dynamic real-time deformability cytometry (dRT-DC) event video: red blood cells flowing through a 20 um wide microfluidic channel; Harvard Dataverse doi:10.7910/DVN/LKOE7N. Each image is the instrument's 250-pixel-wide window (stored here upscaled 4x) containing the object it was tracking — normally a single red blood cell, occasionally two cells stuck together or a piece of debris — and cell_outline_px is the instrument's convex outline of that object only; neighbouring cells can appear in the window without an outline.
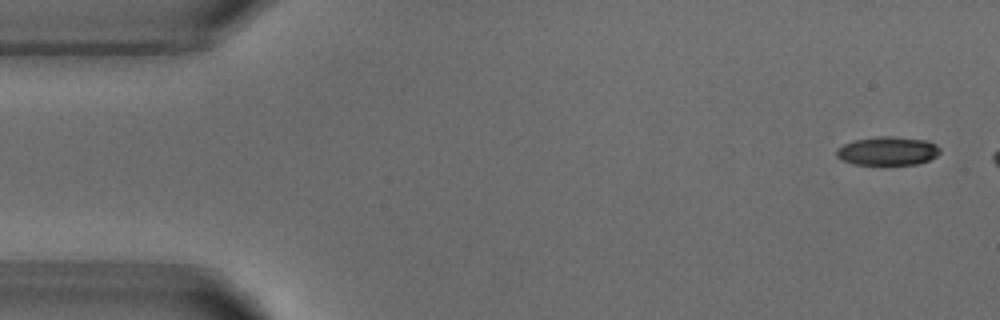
{"species": "common noctule bat (a hibernating species)", "species_latin": "Nyctalus noctula", "temperature_condition": "warm", "stored_images_in_passage": 3, "camera_frame_rate_fps": 3000, "um_per_image_px": 0.085, "animal": {"sex": "male", "body_mass_g": 18.8}, "frame": {"image": 1, "passage_image": 1, "time_ms": 0.0, "image_size_px": [1000, 320], "cell_outline_px": [[940, 152], [936, 156], [928, 160], [916, 164], [852, 164], [840, 160], [836, 156], [836, 148], [844, 144], [856, 140], [880, 136], [892, 136], [928, 140], [936, 144], [940, 148]], "centroid_in_image_um": [75.44, 12.83], "position_along_channel_um": 9.6, "area_um2": 17.28}}